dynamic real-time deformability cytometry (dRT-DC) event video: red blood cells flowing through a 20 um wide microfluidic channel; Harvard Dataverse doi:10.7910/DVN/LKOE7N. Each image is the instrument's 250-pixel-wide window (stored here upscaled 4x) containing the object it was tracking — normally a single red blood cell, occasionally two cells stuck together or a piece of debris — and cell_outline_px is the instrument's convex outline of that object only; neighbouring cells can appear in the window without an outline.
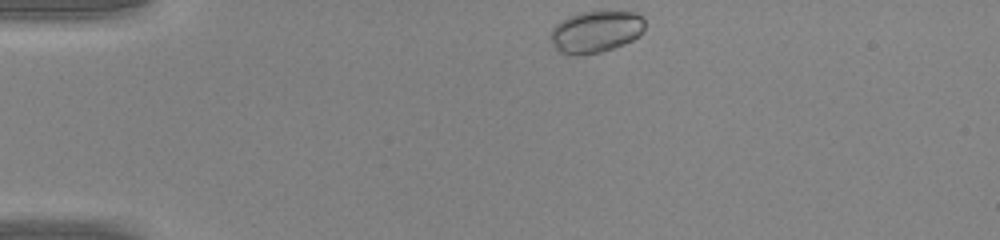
{"species": "common noctule bat (a hibernating species)", "species_latin": "Nyctalus noctula", "temperature_condition": "warm", "stored_images_in_passage": 32, "camera_frame_rate_fps": 3000, "um_per_image_px": 0.085, "animal": {"sex": "male", "body_mass_g": 20.0, "forearm_length_mm": 53.3}, "frame": {"image": 1, "passage_image": 1, "time_ms": 0.0, "image_size_px": [1000, 240], "cell_outline_px": [[644, 32], [640, 36], [624, 44], [600, 52], [560, 52], [552, 44], [548, 36], [552, 28], [560, 20], [568, 16], [580, 12], [636, 12], [644, 16]], "centroid_in_image_um": [50.67, 2.65], "position_along_channel_um": 34.3, "area_um2": 22.66}}
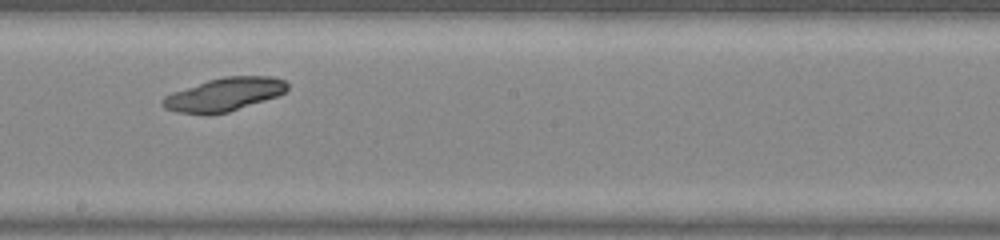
{"frame": {"image": 2, "passage_image": 18, "time_ms": 5.667, "image_size_px": [1000, 240], "cell_outline_px": [[288, 88], [284, 92], [276, 96], [228, 112], [208, 116], [204, 116], [176, 112], [164, 108], [160, 104], [160, 100], [164, 96], [172, 92], [208, 80], [224, 76], [272, 76], [284, 80], [288, 84]], "centroid_in_image_um": [18.98, 8.05], "position_along_channel_um": 229.2, "area_um2": 24.45}}
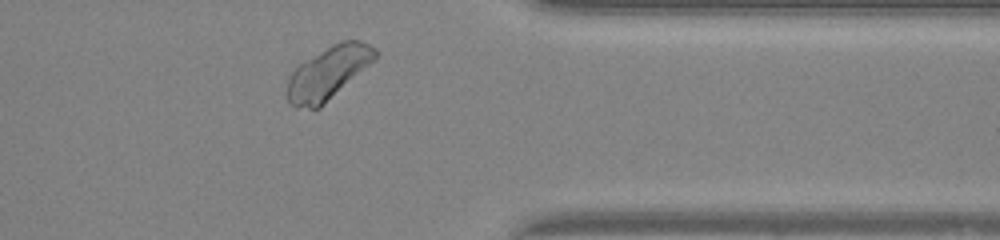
{"frame": {"image": 3, "passage_image": 29, "time_ms": 9.333, "image_size_px": [1000, 240], "cell_outline_px": [[380, 52], [376, 60], [320, 108], [296, 108], [288, 100], [288, 76], [300, 64], [332, 44], [340, 40], [360, 40], [376, 48]], "centroid_in_image_um": [27.96, 6.18], "position_along_channel_um": 383.4, "area_um2": 27.05}}